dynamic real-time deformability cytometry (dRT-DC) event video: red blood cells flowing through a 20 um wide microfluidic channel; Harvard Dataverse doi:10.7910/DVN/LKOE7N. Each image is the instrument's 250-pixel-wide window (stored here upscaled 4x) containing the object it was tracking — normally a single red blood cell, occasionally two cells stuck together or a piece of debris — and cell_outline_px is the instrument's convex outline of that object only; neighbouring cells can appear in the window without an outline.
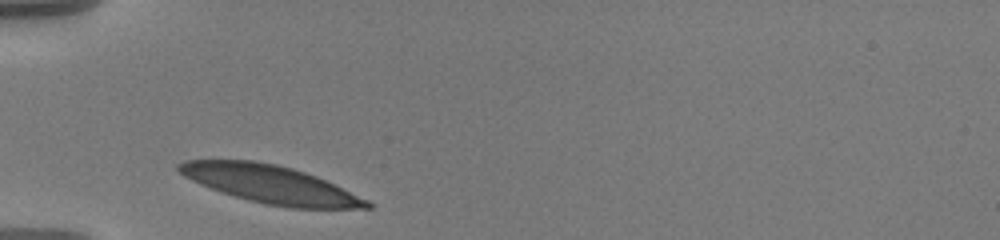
{"species": "human", "species_latin": "Homo sapiens", "temperature_condition": "warm", "stored_images_in_passage": 31, "camera_frame_rate_fps": 3000, "um_per_image_px": 0.085, "donor": {"sex": "male"}, "frame": {"image": 1, "passage_image": 1, "time_ms": 0.0, "image_size_px": [1000, 240], "cell_outline_px": [[372, 208], [288, 208], [248, 200], [200, 184], [184, 176], [176, 168], [176, 164], [184, 160], [252, 160], [276, 164], [292, 168], [316, 176], [368, 200], [372, 204]], "centroid_in_image_um": [22.97, 15.66], "position_along_channel_um": 62.0, "area_um2": 40.98}}
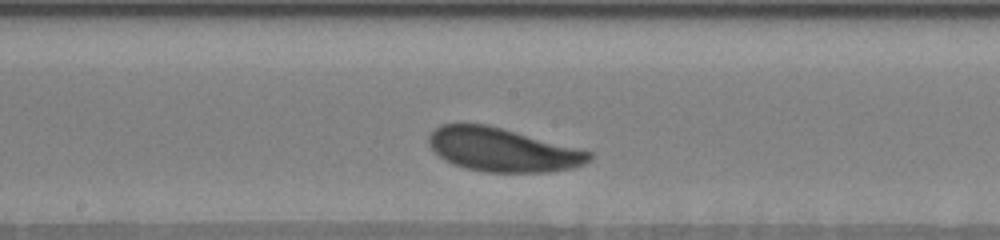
{"frame": {"image": 2, "passage_image": 14, "time_ms": 4.333, "image_size_px": [1000, 240], "cell_outline_px": [[592, 156], [584, 164], [572, 168], [552, 172], [484, 172], [464, 168], [452, 164], [444, 160], [428, 144], [428, 136], [440, 124], [484, 124], [584, 148], [592, 152]], "centroid_in_image_um": [42.75, 12.74], "position_along_channel_um": 205.4, "area_um2": 40.98}}
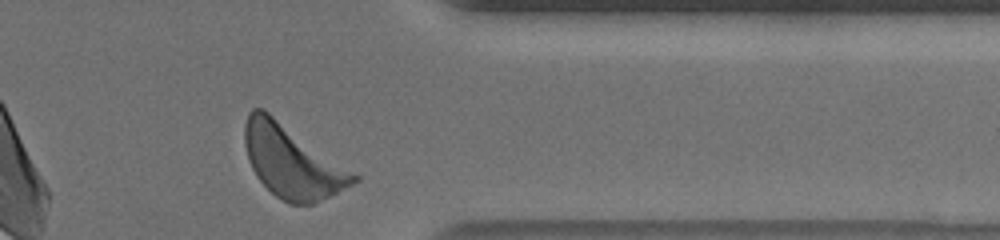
{"frame": {"image": 3, "passage_image": 30, "time_ms": 9.667, "image_size_px": [1000, 240], "cell_outline_px": [[360, 180], [312, 204], [288, 204], [276, 196], [256, 176], [248, 160], [244, 144], [244, 124], [248, 112], [252, 108], [264, 108], [360, 176]], "centroid_in_image_um": [24.79, 13.7], "position_along_channel_um": 386.6, "area_um2": 45.84}, "authors_computed_cell_mechanics": {"area_um2": 41.1536, "velocity_mm_per_s": 3.4976, "shape_relaxation_time_tau1_ms": 0.9982, "shape_relaxation_time_tau2_ms": null, "deformation_change_tau1": 0.0949, "deformation_change_tau2": null}}